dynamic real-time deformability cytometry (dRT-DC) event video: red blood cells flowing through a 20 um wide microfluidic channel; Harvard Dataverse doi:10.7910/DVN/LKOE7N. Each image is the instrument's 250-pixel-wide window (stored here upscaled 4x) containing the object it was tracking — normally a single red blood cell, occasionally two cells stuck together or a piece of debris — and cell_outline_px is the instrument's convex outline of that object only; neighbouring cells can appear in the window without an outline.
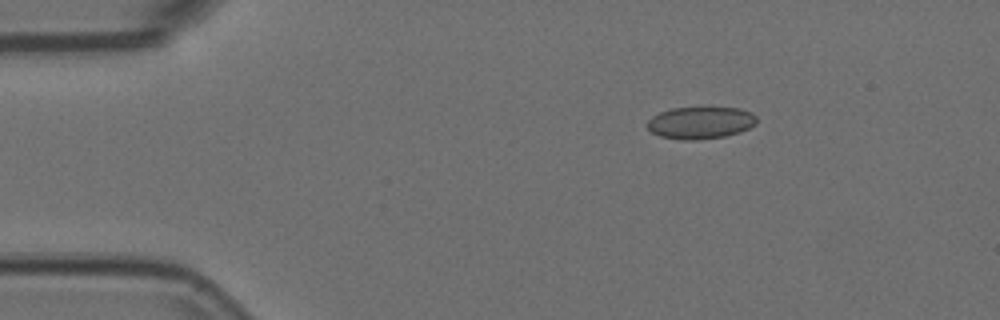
{"species": "Egyptian fruit bat (a non-hibernating species)", "species_latin": "Rousettus aegyptiacus", "temperature_condition": "room temperature", "stored_images_in_passage": 3, "camera_frame_rate_fps": 3000, "um_per_image_px": 0.085, "animal": {"sex": "female"}, "frame": {"image": 1, "passage_image": 1, "time_ms": 0.0, "image_size_px": [1000, 320], "cell_outline_px": [[756, 124], [740, 132], [724, 136], [696, 140], [684, 140], [660, 136], [652, 132], [648, 128], [648, 120], [652, 116], [660, 112], [672, 108], [704, 104], [712, 104], [740, 108], [752, 112], [756, 116]], "centroid_in_image_um": [59.58, 10.36], "position_along_channel_um": 25.4, "area_um2": 21.44}}